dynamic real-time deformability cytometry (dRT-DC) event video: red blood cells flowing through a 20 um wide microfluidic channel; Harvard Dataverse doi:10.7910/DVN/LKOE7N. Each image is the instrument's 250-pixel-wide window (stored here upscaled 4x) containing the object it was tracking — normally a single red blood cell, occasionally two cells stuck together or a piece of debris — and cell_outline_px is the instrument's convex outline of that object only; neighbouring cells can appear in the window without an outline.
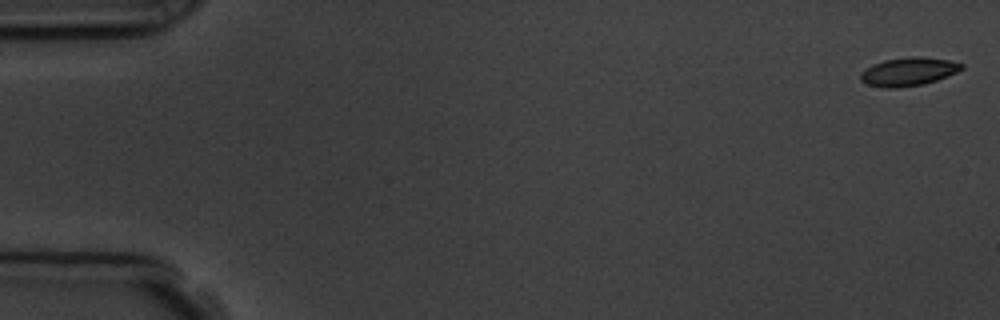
{"species": "common noctule bat (a hibernating species)", "species_latin": "Nyctalus noctula", "temperature_condition": "room temperature", "stored_images_in_passage": 5, "camera_frame_rate_fps": 3000, "um_per_image_px": 0.085, "animal": {"sex": "male", "body_mass_g": 19.5, "forearm_length_mm": 54.6}, "frame": {"image": 1, "passage_image": 1, "time_ms": 0.0, "image_size_px": [1000, 320], "cell_outline_px": [[964, 68], [956, 72], [936, 80], [924, 84], [896, 88], [884, 88], [868, 84], [860, 80], [860, 72], [872, 64], [884, 60], [912, 56], [920, 56], [948, 60], [964, 64]], "centroid_in_image_um": [77.2, 6.08], "position_along_channel_um": 7.8, "area_um2": 16.7}}
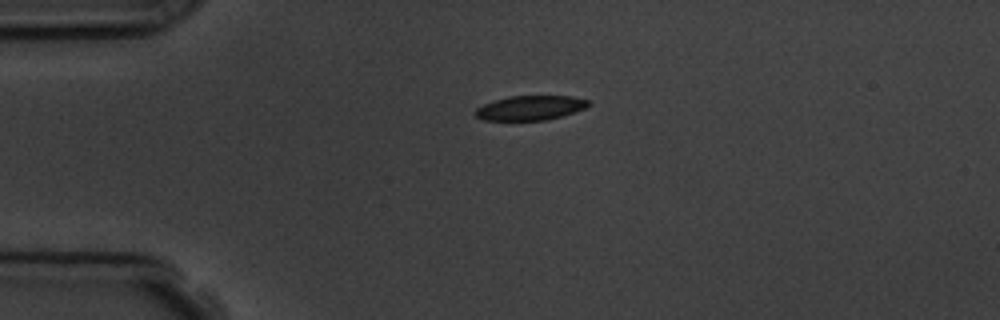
{"frame": {"image": 2, "passage_image": 4, "time_ms": 4.0, "image_size_px": [1000, 320], "cell_outline_px": [[592, 104], [584, 108], [548, 120], [484, 120], [476, 116], [472, 112], [476, 108], [484, 104], [508, 96], [572, 96], [588, 100]], "centroid_in_image_um": [45.05, 9.17], "position_along_channel_um": 39.9, "area_um2": 16.07}}